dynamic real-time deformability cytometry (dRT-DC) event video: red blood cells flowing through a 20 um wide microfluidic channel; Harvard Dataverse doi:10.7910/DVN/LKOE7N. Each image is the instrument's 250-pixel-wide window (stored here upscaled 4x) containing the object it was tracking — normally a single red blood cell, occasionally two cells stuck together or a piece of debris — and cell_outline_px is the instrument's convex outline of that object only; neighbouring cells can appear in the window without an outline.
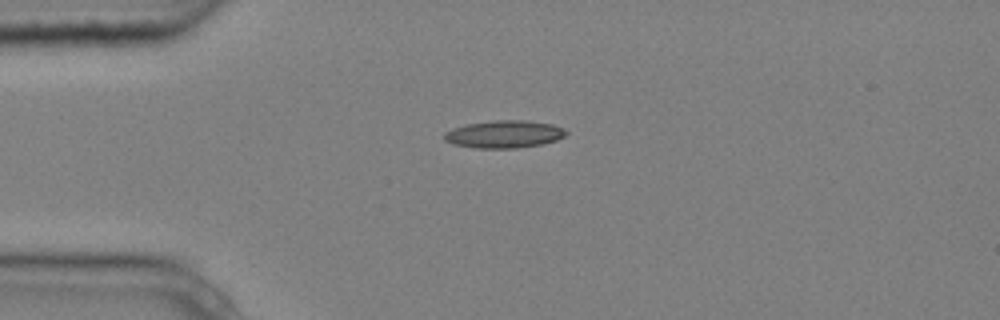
{"species": "common noctule bat (a hibernating species)", "species_latin": "Nyctalus noctula", "temperature_condition": "cold", "stored_images_in_passage": 5, "camera_frame_rate_fps": 3000, "um_per_image_px": 0.085, "animal": {"sex": "male", "body_mass_g": 20.4}, "frame": {"image": 1, "passage_image": 1, "time_ms": 0.0, "image_size_px": [1000, 320], "cell_outline_px": [[568, 132], [564, 136], [556, 140], [544, 144], [516, 148], [476, 148], [452, 144], [444, 140], [444, 132], [452, 128], [468, 124], [492, 120], [528, 120], [552, 124], [564, 128]], "centroid_in_image_um": [42.86, 11.4], "position_along_channel_um": 42.1, "area_um2": 19.71}}
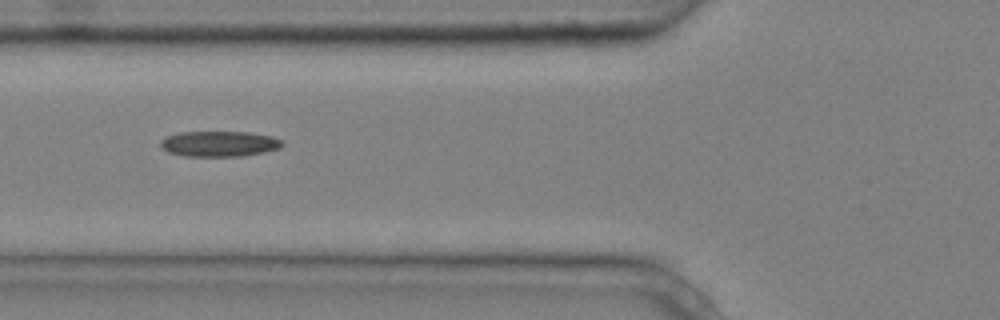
{"frame": {"image": 2, "passage_image": 3, "time_ms": 0.667, "image_size_px": [1000, 320], "cell_outline_px": [[284, 144], [280, 148], [264, 152], [240, 156], [184, 156], [168, 152], [160, 144], [160, 140], [168, 136], [180, 132], [248, 132], [272, 136], [284, 140]], "centroid_in_image_um": [18.68, 12.22], "position_along_channel_um": 107.1, "area_um2": 18.09}}